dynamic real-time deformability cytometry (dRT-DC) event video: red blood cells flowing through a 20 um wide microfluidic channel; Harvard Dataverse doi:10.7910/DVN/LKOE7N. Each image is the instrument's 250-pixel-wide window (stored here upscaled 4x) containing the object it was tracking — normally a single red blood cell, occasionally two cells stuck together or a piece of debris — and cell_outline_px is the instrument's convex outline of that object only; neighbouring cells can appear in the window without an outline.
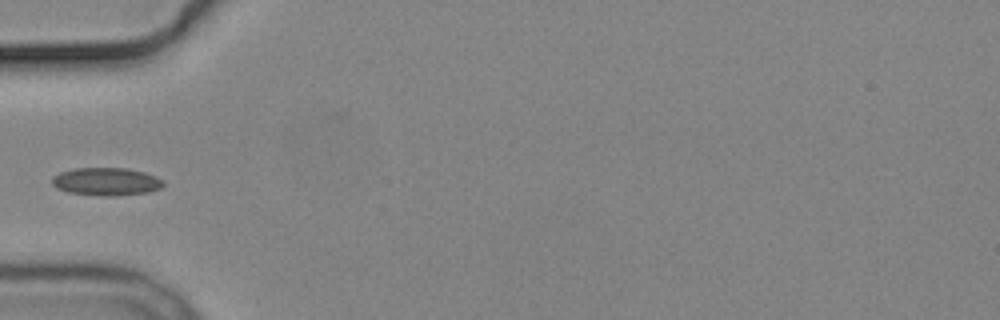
{"species": "common noctule bat (a hibernating species)", "species_latin": "Nyctalus noctula", "temperature_condition": "cold", "stored_images_in_passage": 6, "camera_frame_rate_fps": 3000, "um_per_image_px": 0.085, "animal": {"sex": "male", "body_mass_g": 19.2, "forearm_length_mm": 51.8}, "frame": {"image": 1, "passage_image": 5, "time_ms": 5.333, "image_size_px": [1000, 320], "cell_outline_px": [[164, 184], [160, 188], [148, 192], [112, 196], [100, 196], [68, 192], [56, 188], [52, 184], [52, 176], [60, 172], [76, 168], [128, 168], [144, 172], [156, 176], [164, 180]], "centroid_in_image_um": [9.03, 15.43], "position_along_channel_um": 76.0, "area_um2": 18.15}}